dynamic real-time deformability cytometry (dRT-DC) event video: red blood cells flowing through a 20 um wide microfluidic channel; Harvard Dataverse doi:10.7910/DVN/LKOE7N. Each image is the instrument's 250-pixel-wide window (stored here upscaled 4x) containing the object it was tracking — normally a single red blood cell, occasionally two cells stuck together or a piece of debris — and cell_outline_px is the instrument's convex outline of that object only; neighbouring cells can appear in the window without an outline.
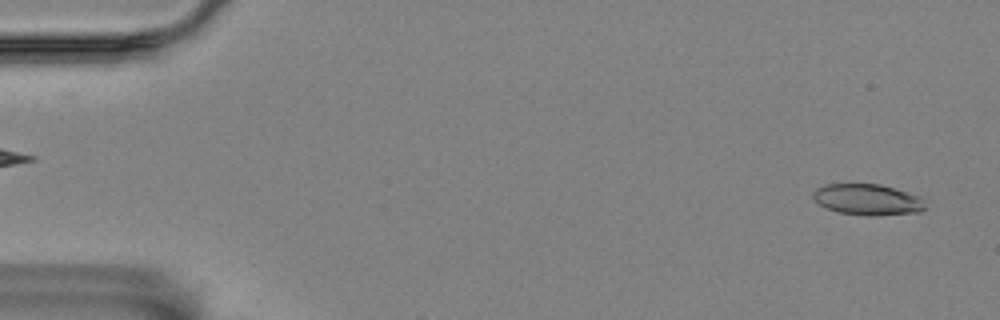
{"species": "Egyptian fruit bat (a non-hibernating species)", "species_latin": "Rousettus aegyptiacus", "temperature_condition": "room temperature", "stored_images_in_passage": 4, "camera_frame_rate_fps": 3000, "um_per_image_px": 0.085, "animal": {"sex": "female"}, "frame": {"image": 1, "passage_image": 2, "time_ms": 0.333, "image_size_px": [1000, 320], "cell_outline_px": [[924, 208], [920, 212], [872, 216], [868, 216], [836, 212], [820, 204], [812, 196], [812, 192], [816, 188], [824, 184], [880, 184], [920, 196], [924, 204]], "centroid_in_image_um": [73.72, 16.96], "position_along_channel_um": 11.3, "area_um2": 20.23}}